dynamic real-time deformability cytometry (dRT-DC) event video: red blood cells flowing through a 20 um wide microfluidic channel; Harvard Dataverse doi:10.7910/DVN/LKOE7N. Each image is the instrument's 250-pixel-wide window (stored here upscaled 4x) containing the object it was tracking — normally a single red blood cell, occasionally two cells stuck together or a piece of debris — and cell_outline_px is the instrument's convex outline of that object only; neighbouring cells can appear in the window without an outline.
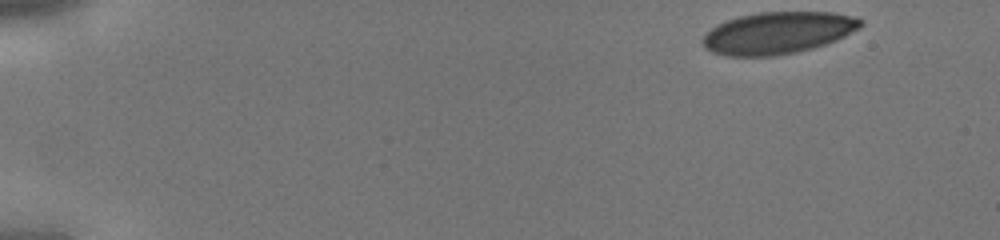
{"species": "human", "species_latin": "Homo sapiens", "temperature_condition": "cold", "stored_images_in_passage": 40, "camera_frame_rate_fps": 3000, "um_per_image_px": 0.085, "donor": {"sex": "male"}, "frame": {"image": 1, "passage_image": 1, "time_ms": 0.0, "image_size_px": [1000, 240], "cell_outline_px": [[864, 24], [860, 28], [836, 40], [812, 48], [796, 52], [772, 56], [724, 56], [712, 52], [704, 48], [700, 40], [716, 24], [740, 16], [760, 12], [832, 12], [864, 20]], "centroid_in_image_um": [66.09, 2.8], "position_along_channel_um": 18.9, "area_um2": 38.55}}
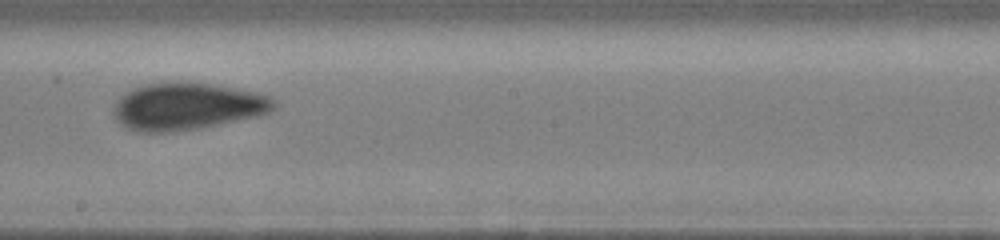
{"frame": {"image": 2, "passage_image": 23, "time_ms": 7.333, "image_size_px": [1000, 240], "cell_outline_px": [[276, 108], [260, 116], [200, 128], [168, 132], [136, 132], [124, 128], [116, 120], [112, 112], [112, 108], [116, 100], [120, 96], [144, 84], [212, 84], [256, 92], [272, 96], [276, 100]], "centroid_in_image_um": [15.91, 9.08], "position_along_channel_um": 232.3, "area_um2": 43.81}}
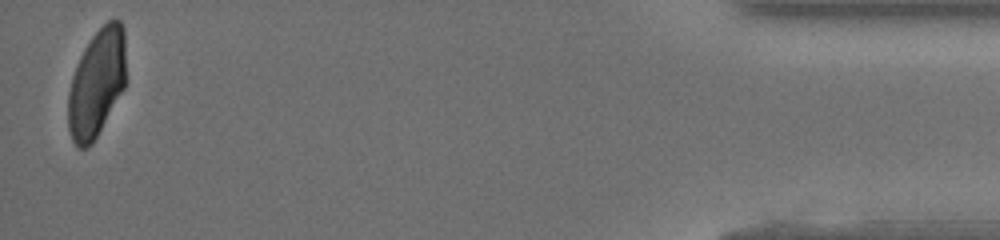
{"frame": {"image": 3, "passage_image": 40, "time_ms": 13.0, "image_size_px": [1000, 240], "cell_outline_px": [[124, 88], [92, 144], [88, 148], [76, 148], [72, 140], [68, 128], [68, 92], [72, 76], [80, 56], [84, 48], [92, 36], [108, 20], [116, 16], [120, 20], [124, 28]], "centroid_in_image_um": [8.2, 7.07], "position_along_channel_um": 427.0, "area_um2": 36.24}}